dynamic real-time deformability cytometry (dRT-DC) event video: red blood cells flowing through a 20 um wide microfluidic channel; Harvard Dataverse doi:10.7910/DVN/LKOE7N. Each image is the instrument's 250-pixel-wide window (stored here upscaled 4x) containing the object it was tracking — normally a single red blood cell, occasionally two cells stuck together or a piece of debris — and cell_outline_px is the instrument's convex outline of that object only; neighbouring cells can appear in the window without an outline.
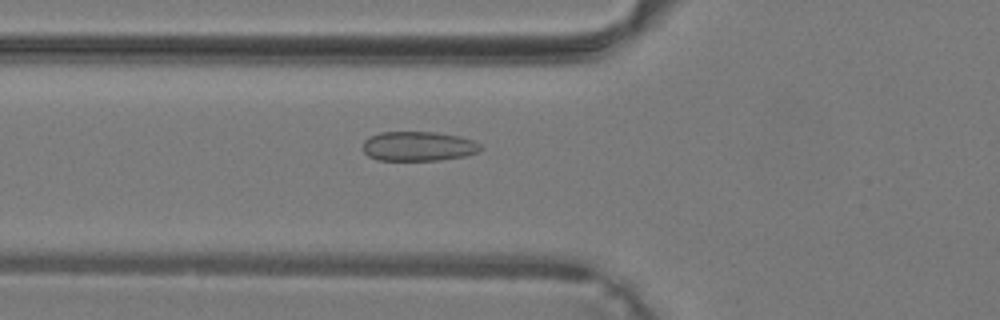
{"species": "common noctule bat (a hibernating species)", "species_latin": "Nyctalus noctula", "temperature_condition": "warm", "stored_images_in_passage": 39, "camera_frame_rate_fps": 3000, "um_per_image_px": 0.085, "animal": {"sex": "male", "body_mass_g": 19.2, "forearm_length_mm": 51.8}, "frame": {"image": 1, "passage_image": 14, "time_ms": 4.333, "image_size_px": [1000, 320], "cell_outline_px": [[484, 148], [476, 152], [464, 156], [440, 160], [376, 160], [368, 156], [364, 152], [364, 140], [380, 132], [436, 132], [460, 136], [472, 140], [480, 144]], "centroid_in_image_um": [35.57, 12.43], "position_along_channel_um": 90.2, "area_um2": 20.23}}
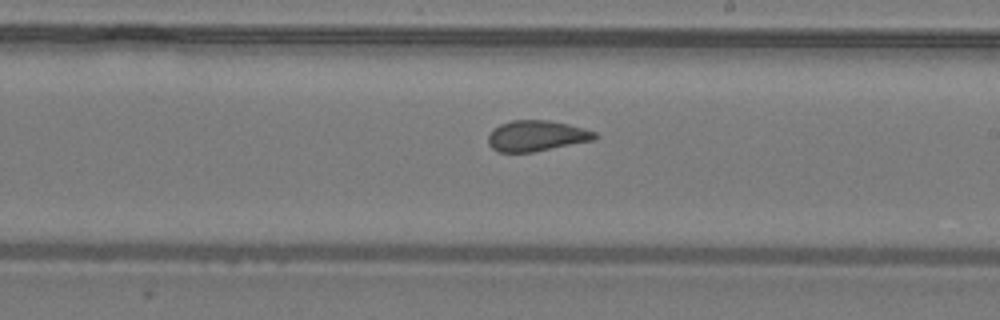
{"frame": {"image": 2, "passage_image": 23, "time_ms": 7.333, "image_size_px": [1000, 320], "cell_outline_px": [[596, 140], [532, 152], [500, 152], [492, 148], [488, 144], [488, 136], [492, 128], [500, 124], [512, 120], [548, 120], [568, 124], [584, 128], [596, 132]], "centroid_in_image_um": [45.6, 11.54], "position_along_channel_um": 243.4, "area_um2": 19.19}}
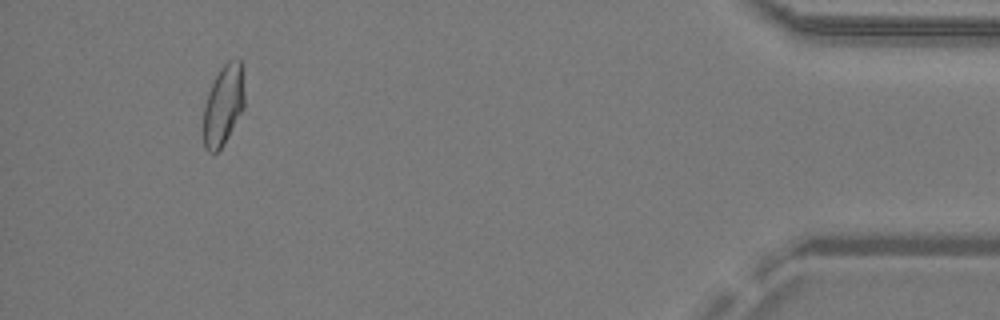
{"frame": {"image": 3, "passage_image": 37, "time_ms": 12.0, "image_size_px": [1000, 320], "cell_outline_px": [[244, 108], [224, 144], [216, 152], [208, 152], [204, 148], [204, 104], [208, 92], [220, 68], [228, 60], [240, 60], [244, 92]], "centroid_in_image_um": [18.98, 8.95], "position_along_channel_um": 416.2, "area_um2": 19.02}}